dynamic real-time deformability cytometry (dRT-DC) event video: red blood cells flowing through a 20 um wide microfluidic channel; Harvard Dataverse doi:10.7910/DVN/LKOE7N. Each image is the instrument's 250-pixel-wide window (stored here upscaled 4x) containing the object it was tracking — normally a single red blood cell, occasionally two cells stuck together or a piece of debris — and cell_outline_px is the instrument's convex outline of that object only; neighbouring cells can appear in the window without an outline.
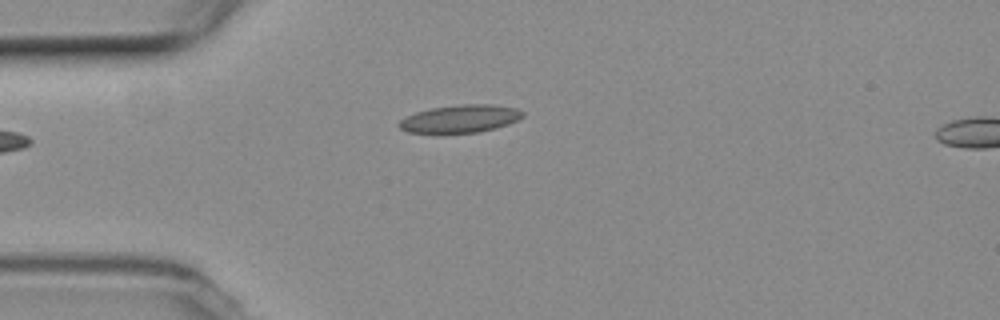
{"species": "common noctule bat (a hibernating species)", "species_latin": "Nyctalus noctula", "temperature_condition": "room temperature", "stored_images_in_passage": 35, "camera_frame_rate_fps": 3000, "um_per_image_px": 0.085, "animal": {"sex": "female", "body_mass_g": 19.3, "forearm_length_mm": 54.1}, "frame": {"image": 1, "passage_image": 1, "time_ms": 0.0, "image_size_px": [1000, 320], "cell_outline_px": [[524, 116], [508, 124], [496, 128], [480, 132], [440, 136], [436, 136], [408, 132], [400, 128], [396, 124], [404, 116], [416, 112], [432, 108], [460, 104], [492, 104], [516, 108], [524, 112]], "centroid_in_image_um": [39.04, 10.14], "position_along_channel_um": 46.0, "area_um2": 20.98}}
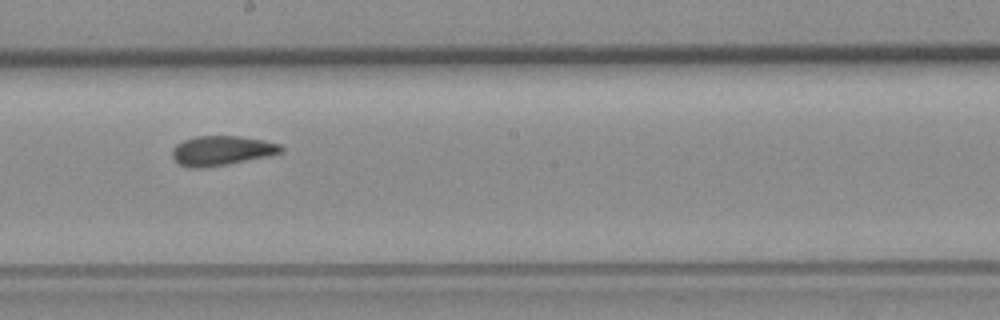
{"frame": {"image": 2, "passage_image": 17, "time_ms": 5.333, "image_size_px": [1000, 320], "cell_outline_px": [[284, 148], [280, 152], [268, 156], [228, 164], [204, 168], [192, 168], [180, 164], [172, 156], [172, 148], [176, 144], [184, 140], [196, 136], [240, 136], [264, 140], [280, 144]], "centroid_in_image_um": [18.83, 12.8], "position_along_channel_um": 229.4, "area_um2": 18.73}}
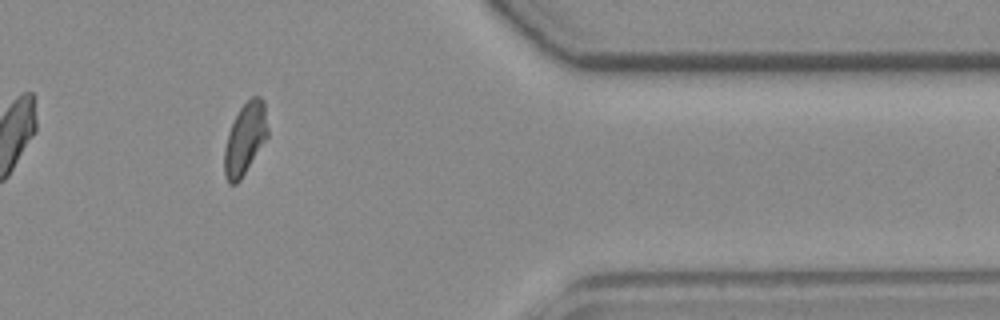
{"frame": {"image": 3, "passage_image": 32, "time_ms": 10.333, "image_size_px": [1000, 320], "cell_outline_px": [[268, 136], [240, 180], [236, 184], [228, 184], [224, 176], [224, 148], [228, 132], [240, 108], [252, 96], [260, 96], [264, 100], [268, 128]], "centroid_in_image_um": [20.83, 11.8], "position_along_channel_um": 390.6, "area_um2": 18.09}, "authors_computed_cell_mechanics": {"area_um2": 18.7272, "velocity_mm_per_s": 3.738, "shape_relaxation_time_tau1_ms": null, "shape_relaxation_time_tau2_ms": 2.7505, "deformation_change_tau1": null, "deformation_change_tau2": 0.0783}}